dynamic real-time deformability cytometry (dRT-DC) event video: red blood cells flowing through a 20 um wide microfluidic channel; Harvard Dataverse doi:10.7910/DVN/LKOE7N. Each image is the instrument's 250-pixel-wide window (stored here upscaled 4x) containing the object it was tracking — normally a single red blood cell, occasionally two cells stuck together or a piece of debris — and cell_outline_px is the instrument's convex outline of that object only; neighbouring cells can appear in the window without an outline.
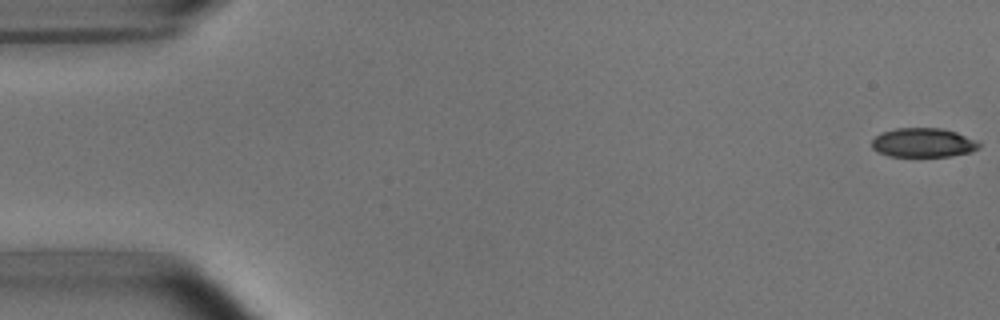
{"species": "common noctule bat (a hibernating species)", "species_latin": "Nyctalus noctula", "temperature_condition": "room temperature", "stored_images_in_passage": 52, "camera_frame_rate_fps": 3000, "um_per_image_px": 0.085, "animal": {"sex": "male", "body_mass_g": 15.6}, "frame": {"image": 1, "passage_image": 1, "time_ms": 0.0, "image_size_px": [1000, 320], "cell_outline_px": [[980, 148], [972, 152], [952, 156], [888, 156], [876, 152], [872, 148], [872, 140], [876, 136], [884, 132], [896, 128], [940, 128], [956, 132], [976, 140], [980, 144]], "centroid_in_image_um": [78.48, 12.13], "position_along_channel_um": 6.5, "area_um2": 18.26}}
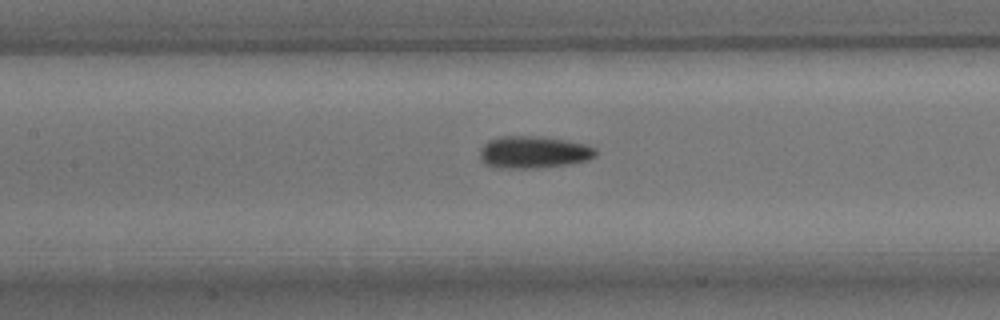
{"frame": {"image": 2, "passage_image": 24, "time_ms": 7.667, "image_size_px": [1000, 320], "cell_outline_px": [[596, 156], [588, 160], [568, 164], [536, 168], [496, 168], [484, 164], [480, 160], [480, 148], [488, 140], [500, 136], [540, 136], [564, 140], [584, 144], [596, 148]], "centroid_in_image_um": [45.31, 12.94], "position_along_channel_um": 162.1, "area_um2": 21.85}}
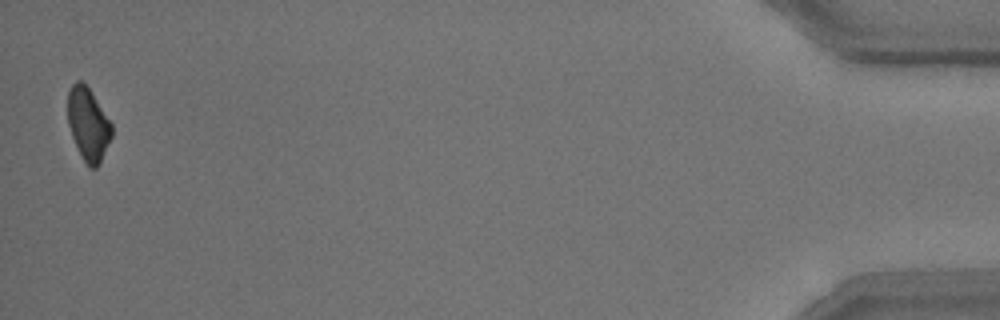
{"frame": {"image": 3, "passage_image": 52, "time_ms": 17.0, "image_size_px": [1000, 320], "cell_outline_px": [[112, 136], [100, 164], [96, 168], [88, 168], [72, 136], [68, 124], [68, 92], [72, 84], [76, 80], [80, 80], [88, 88], [112, 124]], "centroid_in_image_um": [7.5, 10.58], "position_along_channel_um": 427.7, "area_um2": 18.38}, "authors_computed_cell_mechanics": {"area_um2": 20.3456, "velocity_mm_per_s": 3.8139, "shape_relaxation_time_tau1_ms": 3.3433, "shape_relaxation_time_tau2_ms": 3.8342, "deformation_change_tau1": 0.1141, "deformation_change_tau2": 0.0992}}